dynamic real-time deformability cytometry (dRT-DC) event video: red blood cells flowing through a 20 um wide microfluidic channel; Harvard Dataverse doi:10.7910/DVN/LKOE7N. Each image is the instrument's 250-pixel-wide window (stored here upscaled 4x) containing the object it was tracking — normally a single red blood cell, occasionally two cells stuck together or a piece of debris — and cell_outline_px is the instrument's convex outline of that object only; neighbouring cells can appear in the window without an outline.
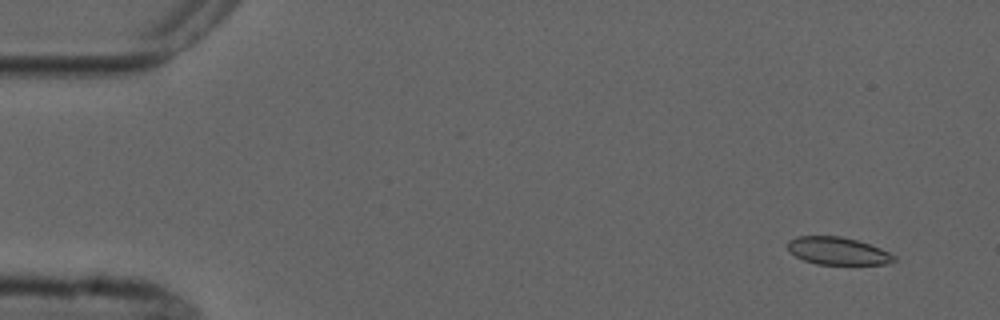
{"species": "common noctule bat (a hibernating species)", "species_latin": "Nyctalus noctula", "temperature_condition": "cold", "stored_images_in_passage": 5, "camera_frame_rate_fps": 3000, "um_per_image_px": 0.085, "animal": {"sex": "male", "forearm_length_mm": 52.5}, "frame": {"image": 1, "passage_image": 1, "time_ms": 0.0, "image_size_px": [1000, 320], "cell_outline_px": [[896, 260], [888, 264], [816, 264], [804, 260], [796, 256], [788, 248], [788, 240], [796, 236], [840, 236], [856, 240], [880, 248], [896, 256]], "centroid_in_image_um": [71.21, 21.33], "position_along_channel_um": 13.8, "area_um2": 16.94}}
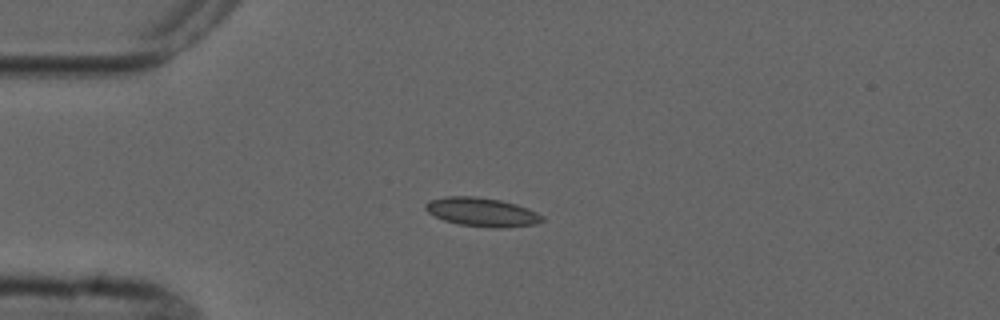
{"frame": {"image": 2, "passage_image": 3, "time_ms": 3.333, "image_size_px": [1000, 320], "cell_outline_px": [[544, 220], [536, 224], [504, 228], [492, 228], [460, 224], [444, 220], [428, 212], [424, 208], [424, 204], [432, 200], [448, 196], [472, 196], [500, 200], [516, 204], [528, 208], [544, 216]], "centroid_in_image_um": [41.0, 18.03], "position_along_channel_um": 44.0, "area_um2": 19.48}}